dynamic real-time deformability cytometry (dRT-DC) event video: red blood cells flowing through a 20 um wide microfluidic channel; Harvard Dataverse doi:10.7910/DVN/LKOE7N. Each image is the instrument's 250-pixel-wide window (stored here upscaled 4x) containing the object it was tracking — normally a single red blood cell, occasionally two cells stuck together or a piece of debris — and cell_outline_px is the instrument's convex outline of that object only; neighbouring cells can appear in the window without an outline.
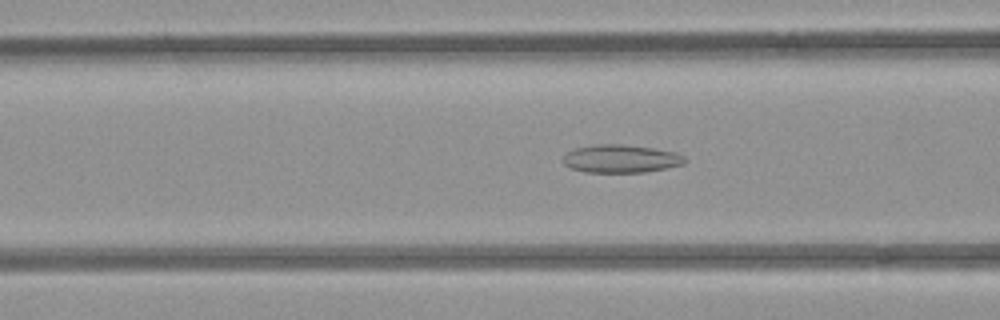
{"species": "common noctule bat (a hibernating species)", "species_latin": "Nyctalus noctula", "temperature_condition": "room temperature", "stored_images_in_passage": 42, "camera_frame_rate_fps": 3000, "um_per_image_px": 0.085, "animal": {"sex": "female", "body_mass_g": 21.9}, "frame": {"image": 1, "passage_image": 21, "time_ms": 6.667, "image_size_px": [1000, 320], "cell_outline_px": [[688, 160], [684, 164], [644, 172], [584, 172], [568, 168], [560, 160], [568, 152], [576, 148], [592, 144], [620, 144], [652, 148], [676, 152], [684, 156]], "centroid_in_image_um": [52.74, 13.49], "position_along_channel_um": 113.9, "area_um2": 20.0}}
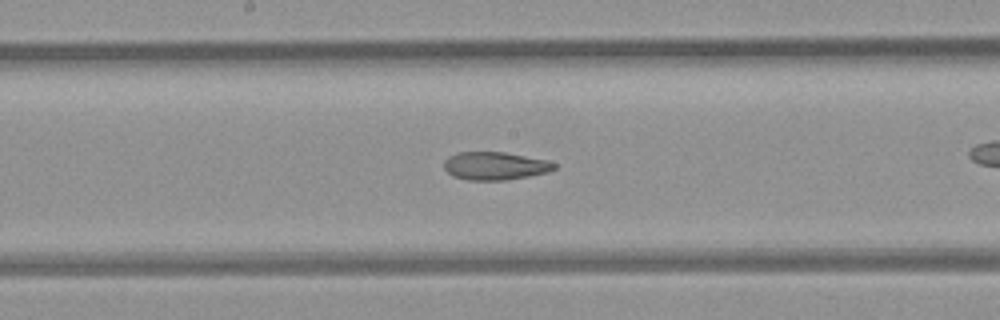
{"frame": {"image": 2, "passage_image": 28, "time_ms": 9.0, "image_size_px": [1000, 320], "cell_outline_px": [[556, 168], [548, 172], [508, 180], [468, 180], [452, 176], [444, 168], [444, 160], [448, 156], [460, 152], [504, 152], [548, 160], [556, 164]], "centroid_in_image_um": [42.07, 14.1], "position_along_channel_um": 206.1, "area_um2": 18.03}}
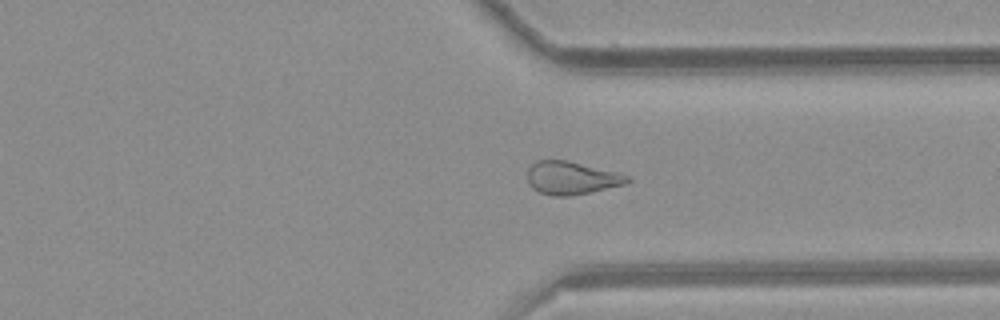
{"frame": {"image": 3, "passage_image": 40, "time_ms": 13.0, "image_size_px": [1000, 320], "cell_outline_px": [[632, 180], [624, 184], [588, 192], [568, 196], [552, 196], [540, 192], [532, 188], [528, 184], [528, 168], [536, 160], [568, 160], [620, 172], [632, 176]], "centroid_in_image_um": [48.6, 15.11], "position_along_channel_um": 362.8, "area_um2": 19.36}}